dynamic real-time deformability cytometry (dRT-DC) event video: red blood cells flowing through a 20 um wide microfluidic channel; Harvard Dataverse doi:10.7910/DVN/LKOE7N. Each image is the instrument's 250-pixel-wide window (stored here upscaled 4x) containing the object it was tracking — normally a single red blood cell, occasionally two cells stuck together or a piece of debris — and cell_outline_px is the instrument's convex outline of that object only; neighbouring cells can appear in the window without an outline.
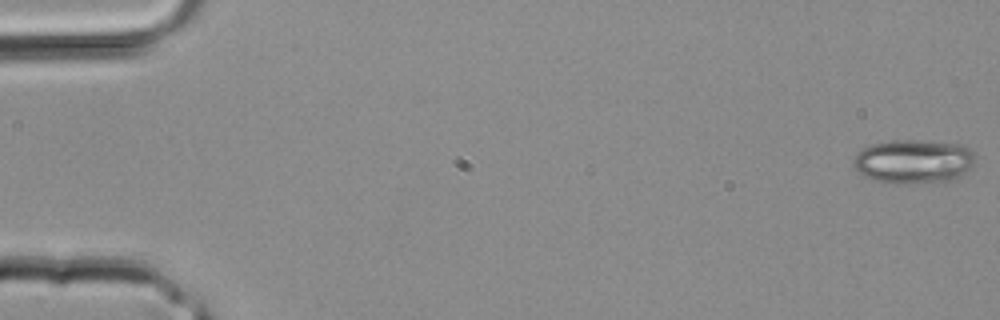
{"species": "common noctule bat (a hibernating species)", "species_latin": "Nyctalus noctula", "temperature_condition": "room temperature", "stored_images_in_passage": 5, "camera_frame_rate_fps": 3000, "um_per_image_px": 0.085, "animal": {"sex": "male", "body_mass_g": 20.4}, "frame": {"image": 1, "passage_image": 1, "time_ms": 0.0, "image_size_px": [1000, 320], "cell_outline_px": [[976, 164], [960, 176], [944, 184], [884, 184], [864, 176], [852, 164], [852, 160], [856, 152], [860, 148], [868, 144], [892, 140], [924, 140], [964, 144], [976, 156]], "centroid_in_image_um": [77.66, 13.74], "position_along_channel_um": 7.3, "area_um2": 32.66}}